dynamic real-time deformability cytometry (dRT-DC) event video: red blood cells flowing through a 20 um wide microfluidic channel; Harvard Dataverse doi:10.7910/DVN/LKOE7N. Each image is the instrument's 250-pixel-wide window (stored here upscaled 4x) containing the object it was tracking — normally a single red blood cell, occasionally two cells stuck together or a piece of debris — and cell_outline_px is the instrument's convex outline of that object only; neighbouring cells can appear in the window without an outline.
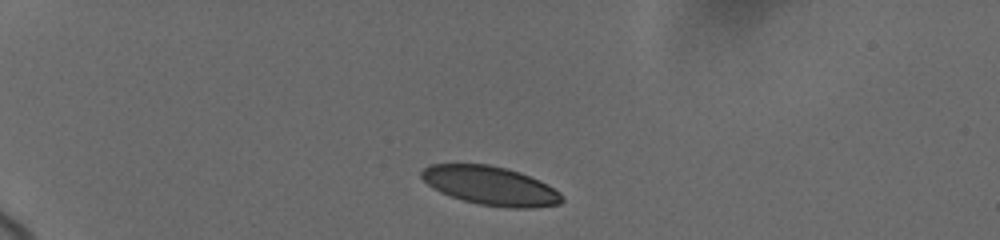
{"species": "human", "species_latin": "Homo sapiens", "temperature_condition": "cold", "stored_images_in_passage": 11, "camera_frame_rate_fps": 3000, "um_per_image_px": 0.085, "donor": {"sex": "female"}, "frame": {"image": 1, "passage_image": 1, "time_ms": 0.0, "image_size_px": [1000, 240], "cell_outline_px": [[564, 200], [560, 204], [532, 208], [504, 208], [480, 204], [464, 200], [440, 192], [432, 188], [420, 176], [420, 172], [424, 168], [432, 164], [488, 164], [520, 172], [560, 192], [564, 196]], "centroid_in_image_um": [41.68, 15.79], "position_along_channel_um": 43.3, "area_um2": 31.5}}
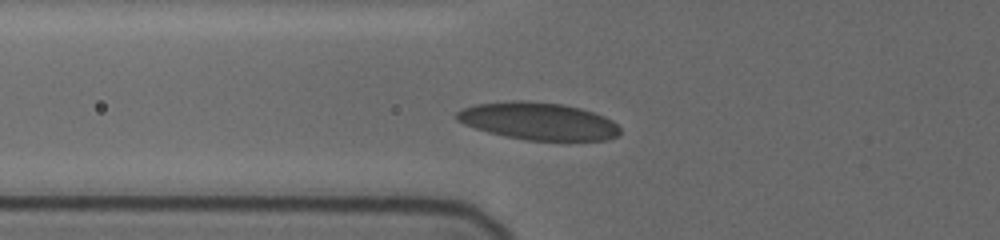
{"frame": {"image": 2, "passage_image": 7, "time_ms": 2.667, "image_size_px": [1000, 240], "cell_outline_px": [[620, 132], [616, 136], [608, 140], [524, 140], [504, 136], [488, 132], [464, 124], [456, 120], [456, 112], [460, 108], [476, 104], [512, 100], [524, 100], [564, 104], [580, 108], [604, 116], [612, 120], [620, 128]], "centroid_in_image_um": [45.73, 10.29], "position_along_channel_um": 80.1, "area_um2": 35.72}}
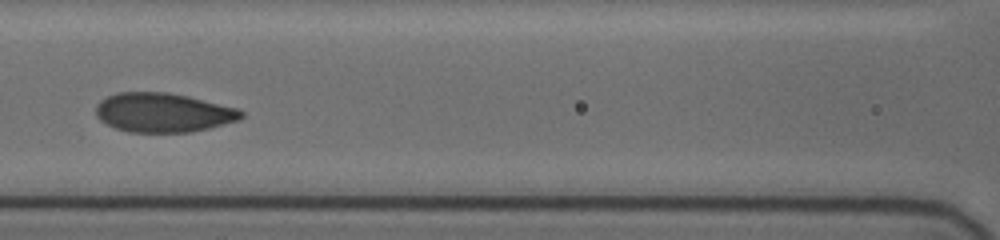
{"frame": {"image": 3, "passage_image": 10, "time_ms": 4.667, "image_size_px": [1000, 240], "cell_outline_px": [[244, 116], [240, 120], [192, 132], [128, 132], [116, 128], [100, 120], [96, 116], [96, 104], [100, 100], [116, 92], [164, 92], [188, 96], [236, 108], [244, 112]], "centroid_in_image_um": [13.85, 9.57], "position_along_channel_um": 152.7, "area_um2": 33.18}}